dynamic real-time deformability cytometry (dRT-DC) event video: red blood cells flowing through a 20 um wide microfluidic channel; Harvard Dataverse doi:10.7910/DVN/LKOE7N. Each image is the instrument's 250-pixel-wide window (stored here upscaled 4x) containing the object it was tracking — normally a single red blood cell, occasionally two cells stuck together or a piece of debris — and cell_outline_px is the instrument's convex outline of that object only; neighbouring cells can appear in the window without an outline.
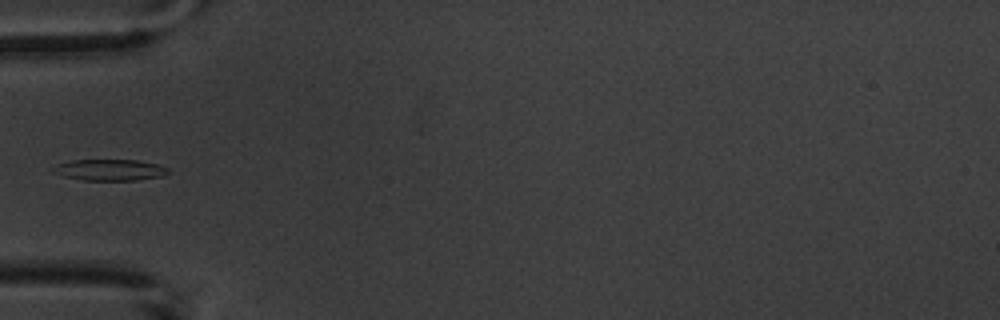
{"species": "common noctule bat (a hibernating species)", "species_latin": "Nyctalus noctula", "temperature_condition": "warm", "stored_images_in_passage": 3, "camera_frame_rate_fps": 3000, "um_per_image_px": 0.085, "animal": {"sex": "male", "body_mass_g": 20.1, "forearm_length_mm": 53.5}, "frame": {"image": 1, "passage_image": 2, "time_ms": 1.333, "image_size_px": [1000, 320], "cell_outline_px": [[172, 172], [160, 176], [136, 180], [84, 180], [64, 176], [52, 172], [48, 168], [56, 164], [72, 160], [136, 160], [156, 164], [168, 168]], "centroid_in_image_um": [9.28, 14.44], "position_along_channel_um": 75.7, "area_um2": 14.28}}
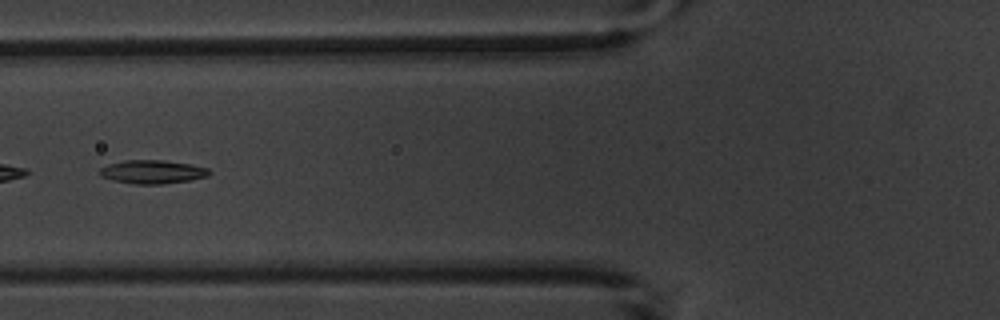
{"frame": {"image": 2, "passage_image": 3, "time_ms": 2.333, "image_size_px": [1000, 320], "cell_outline_px": [[212, 172], [208, 176], [188, 180], [160, 184], [132, 184], [112, 180], [100, 176], [100, 168], [108, 164], [124, 160], [164, 160], [192, 164], [208, 168]], "centroid_in_image_um": [12.95, 14.6], "position_along_channel_um": 112.8, "area_um2": 15.09}}